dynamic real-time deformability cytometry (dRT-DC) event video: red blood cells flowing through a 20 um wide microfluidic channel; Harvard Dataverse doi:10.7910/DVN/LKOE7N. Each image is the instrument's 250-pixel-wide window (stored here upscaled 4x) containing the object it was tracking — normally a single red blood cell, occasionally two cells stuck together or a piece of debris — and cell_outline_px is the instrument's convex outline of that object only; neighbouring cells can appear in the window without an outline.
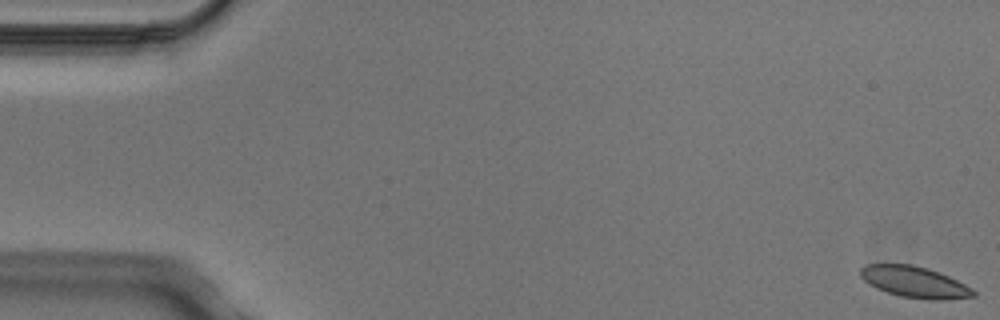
{"species": "Egyptian fruit bat (a non-hibernating species)", "species_latin": "Rousettus aegyptiacus", "temperature_condition": "cold", "stored_images_in_passage": 6, "camera_frame_rate_fps": 3000, "um_per_image_px": 0.085, "animal": {"sex": "male"}, "frame": {"image": 1, "passage_image": 1, "time_ms": 0.0, "image_size_px": [1000, 320], "cell_outline_px": [[976, 296], [944, 300], [932, 300], [900, 296], [876, 288], [868, 284], [860, 276], [860, 268], [864, 264], [912, 264], [928, 268], [940, 272], [972, 288], [976, 292]], "centroid_in_image_um": [77.73, 23.96], "position_along_channel_um": 7.3, "area_um2": 20.63}}